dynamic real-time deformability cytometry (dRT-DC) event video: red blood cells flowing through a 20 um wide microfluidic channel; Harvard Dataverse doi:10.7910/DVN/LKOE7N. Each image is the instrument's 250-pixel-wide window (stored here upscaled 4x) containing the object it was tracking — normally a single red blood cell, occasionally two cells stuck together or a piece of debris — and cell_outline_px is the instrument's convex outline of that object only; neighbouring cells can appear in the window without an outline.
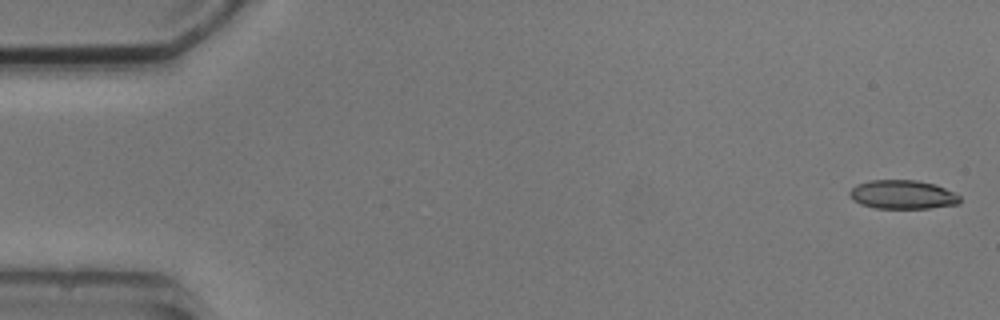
{"species": "common noctule bat (a hibernating species)", "species_latin": "Nyctalus noctula", "temperature_condition": "cold", "stored_images_in_passage": 6, "camera_frame_rate_fps": 3000, "um_per_image_px": 0.085, "animal": {"sex": "male", "body_mass_g": 20.5, "forearm_length_mm": 52.5}, "frame": {"image": 1, "passage_image": 1, "time_ms": 0.0, "image_size_px": [1000, 320], "cell_outline_px": [[960, 204], [928, 208], [876, 208], [860, 204], [852, 200], [848, 192], [856, 184], [868, 180], [916, 180], [936, 184], [960, 196]], "centroid_in_image_um": [76.69, 16.53], "position_along_channel_um": 8.3, "area_um2": 18.61}}
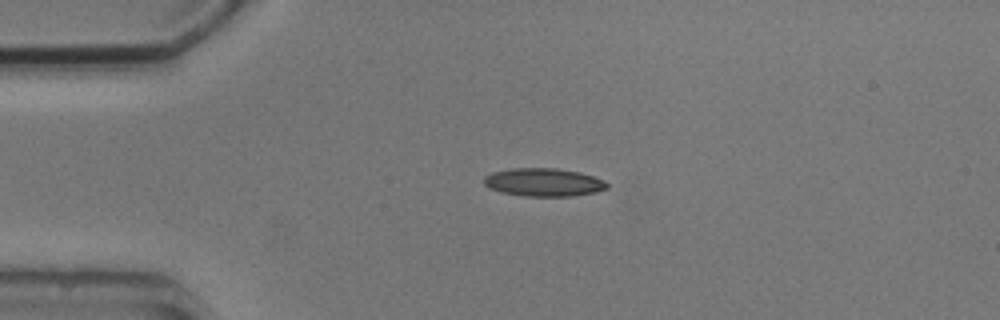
{"frame": {"image": 2, "passage_image": 4, "time_ms": 3.667, "image_size_px": [1000, 320], "cell_outline_px": [[608, 188], [596, 192], [572, 196], [524, 196], [500, 192], [488, 188], [484, 184], [484, 176], [492, 172], [512, 168], [556, 168], [580, 172], [604, 180], [608, 184]], "centroid_in_image_um": [46.19, 15.49], "position_along_channel_um": 38.8, "area_um2": 20.29}}